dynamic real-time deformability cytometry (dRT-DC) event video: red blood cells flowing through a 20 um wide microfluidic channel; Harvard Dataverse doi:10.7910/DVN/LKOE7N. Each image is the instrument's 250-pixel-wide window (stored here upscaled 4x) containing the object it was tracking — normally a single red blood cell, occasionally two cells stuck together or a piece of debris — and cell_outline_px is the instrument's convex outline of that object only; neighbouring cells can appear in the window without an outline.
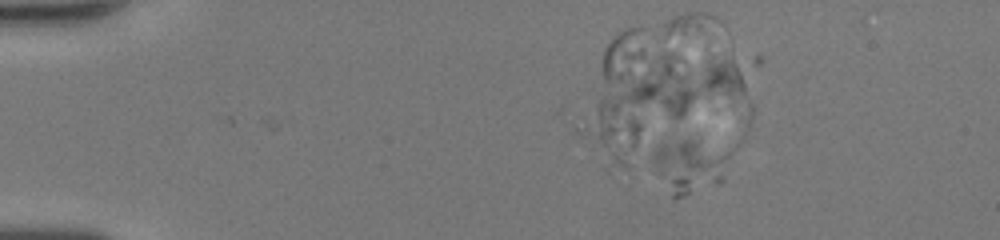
{"species": "human", "species_latin": "Homo sapiens", "temperature_condition": "room temperature", "stored_images_in_passage": 6, "camera_frame_rate_fps": 3000, "um_per_image_px": 0.085, "donor": {"sex": "female"}, "frame": {"image": 1, "passage_image": 1, "time_ms": 0.0, "image_size_px": [1000, 240], "cell_outline_px": [[732, 152], [724, 180], [716, 184], [684, 196], [672, 196], [656, 172], [656, 148], [660, 144], [680, 140], [696, 140], [732, 148]], "centroid_in_image_um": [58.76, 14.07], "position_along_channel_um": 26.2, "area_um2": 23.93}}